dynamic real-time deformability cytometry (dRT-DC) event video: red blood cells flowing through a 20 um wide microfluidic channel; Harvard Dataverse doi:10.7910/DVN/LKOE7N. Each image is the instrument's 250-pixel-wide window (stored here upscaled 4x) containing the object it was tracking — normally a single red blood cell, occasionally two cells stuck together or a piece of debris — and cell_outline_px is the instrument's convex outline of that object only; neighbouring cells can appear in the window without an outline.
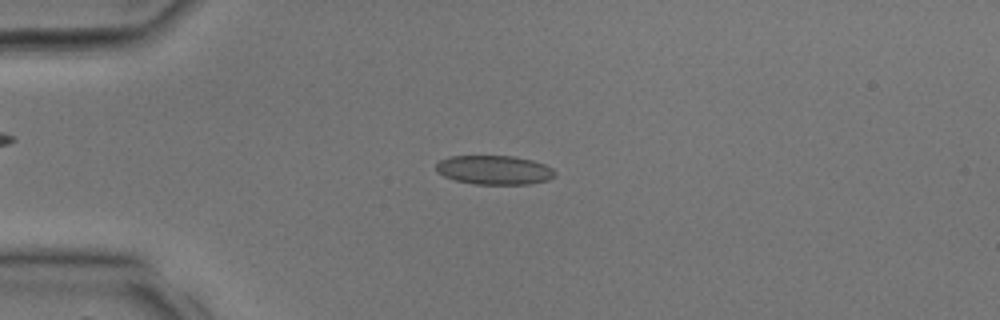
{"species": "common noctule bat (a hibernating species)", "species_latin": "Nyctalus noctula", "temperature_condition": "room temperature", "stored_images_in_passage": 30, "camera_frame_rate_fps": 3000, "um_per_image_px": 0.085, "animal": {"sex": "male", "body_mass_g": 17.9, "forearm_length_mm": 54.2}, "frame": {"image": 1, "passage_image": 5, "time_ms": 1.333, "image_size_px": [1000, 320], "cell_outline_px": [[556, 176], [548, 180], [528, 184], [476, 184], [456, 180], [444, 176], [436, 172], [436, 164], [440, 160], [448, 156], [512, 156], [532, 160], [544, 164], [552, 168], [556, 172]], "centroid_in_image_um": [42.02, 14.44], "position_along_channel_um": 43.0, "area_um2": 20.17}}
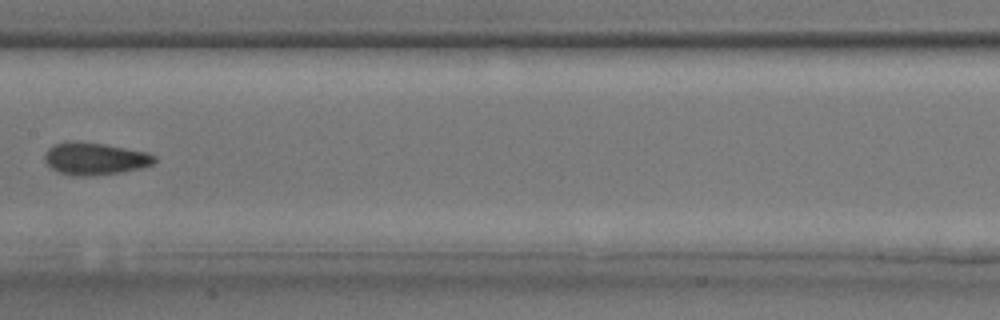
{"frame": {"image": 2, "passage_image": 14, "time_ms": 4.333, "image_size_px": [1000, 320], "cell_outline_px": [[156, 160], [152, 164], [140, 168], [120, 172], [84, 176], [72, 176], [60, 172], [52, 168], [44, 160], [44, 156], [48, 148], [56, 144], [104, 144], [148, 152], [156, 156]], "centroid_in_image_um": [8.12, 13.52], "position_along_channel_um": 199.3, "area_um2": 19.83}}
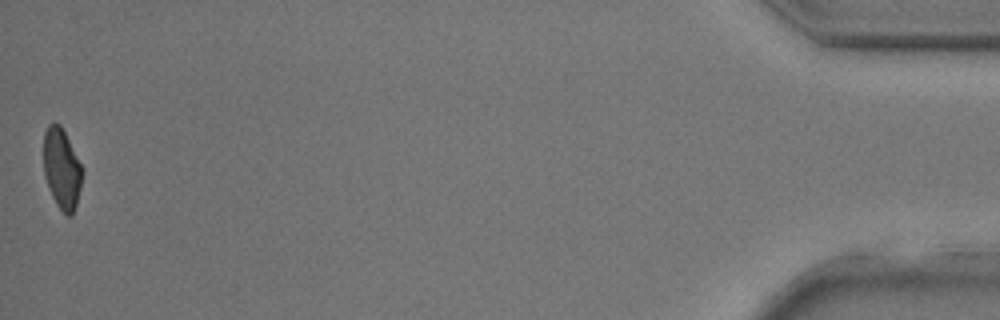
{"frame": {"image": 3, "passage_image": 30, "time_ms": 9.667, "image_size_px": [1000, 320], "cell_outline_px": [[84, 172], [76, 204], [72, 216], [68, 216], [56, 204], [52, 196], [44, 176], [44, 132], [48, 124], [60, 124], [84, 168]], "centroid_in_image_um": [5.27, 14.34], "position_along_channel_um": 429.9, "area_um2": 18.15}}